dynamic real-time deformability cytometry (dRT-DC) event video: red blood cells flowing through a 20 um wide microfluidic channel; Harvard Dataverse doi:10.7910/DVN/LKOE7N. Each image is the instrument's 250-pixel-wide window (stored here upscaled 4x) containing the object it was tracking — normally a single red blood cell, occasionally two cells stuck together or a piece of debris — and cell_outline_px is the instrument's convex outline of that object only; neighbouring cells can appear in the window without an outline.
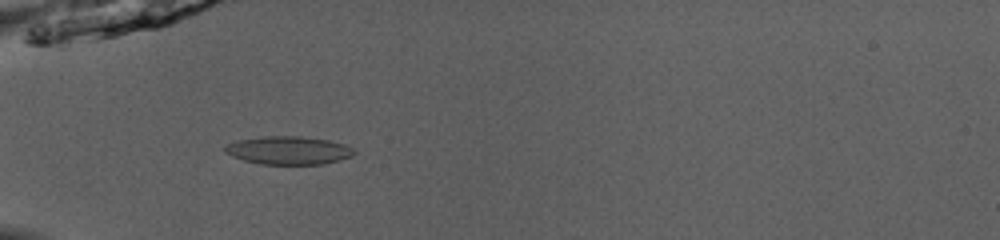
{"species": "common noctule bat (a hibernating species)", "species_latin": "Nyctalus noctula", "temperature_condition": "room temperature", "stored_images_in_passage": 51, "camera_frame_rate_fps": 3000, "um_per_image_px": 0.085, "animal": {"sex": "male", "body_mass_g": 13.0, "forearm_length_mm": 53.1}, "frame": {"image": 1, "passage_image": 18, "time_ms": 5.667, "image_size_px": [1000, 240], "cell_outline_px": [[356, 152], [352, 156], [324, 164], [260, 164], [244, 160], [232, 156], [224, 152], [224, 148], [228, 144], [236, 140], [264, 136], [300, 136], [328, 140], [344, 144], [352, 148]], "centroid_in_image_um": [24.51, 12.78], "position_along_channel_um": 60.5, "area_um2": 21.15}}
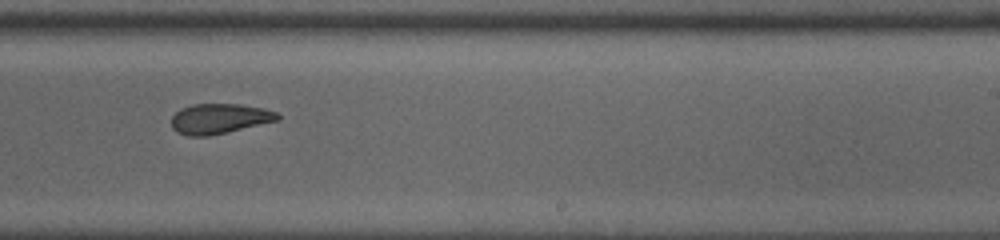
{"frame": {"image": 2, "passage_image": 34, "time_ms": 11.0, "image_size_px": [1000, 240], "cell_outline_px": [[280, 120], [208, 136], [188, 136], [176, 132], [172, 128], [172, 116], [180, 108], [192, 104], [240, 104], [264, 108], [276, 112], [280, 116]], "centroid_in_image_um": [18.64, 10.08], "position_along_channel_um": 270.4, "area_um2": 18.67}}
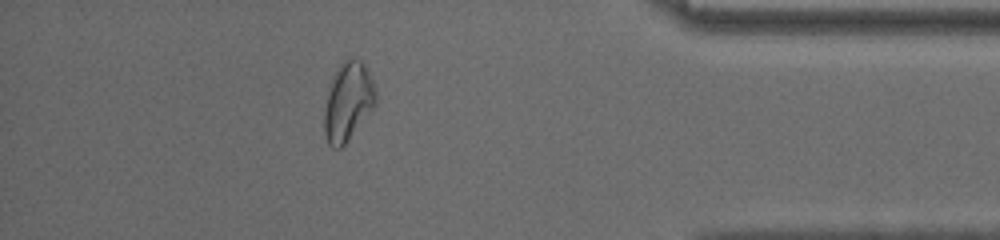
{"frame": {"image": 3, "passage_image": 46, "time_ms": 15.0, "image_size_px": [1000, 240], "cell_outline_px": [[376, 104], [344, 144], [340, 148], [332, 148], [328, 144], [324, 132], [324, 108], [328, 84], [332, 76], [340, 64], [344, 60], [352, 56], [360, 60], [364, 64], [372, 80], [376, 92]], "centroid_in_image_um": [29.54, 8.6], "position_along_channel_um": 405.7, "area_um2": 23.58}, "authors_computed_cell_mechanics": {"area_um2": 20.5768, "velocity_mm_per_s": 4.0492, "shape_relaxation_time_tau1_ms": 6.1796, "shape_relaxation_time_tau2_ms": 2.0847, "deformation_change_tau1": 0.1314, "deformation_change_tau2": 0.0768}}